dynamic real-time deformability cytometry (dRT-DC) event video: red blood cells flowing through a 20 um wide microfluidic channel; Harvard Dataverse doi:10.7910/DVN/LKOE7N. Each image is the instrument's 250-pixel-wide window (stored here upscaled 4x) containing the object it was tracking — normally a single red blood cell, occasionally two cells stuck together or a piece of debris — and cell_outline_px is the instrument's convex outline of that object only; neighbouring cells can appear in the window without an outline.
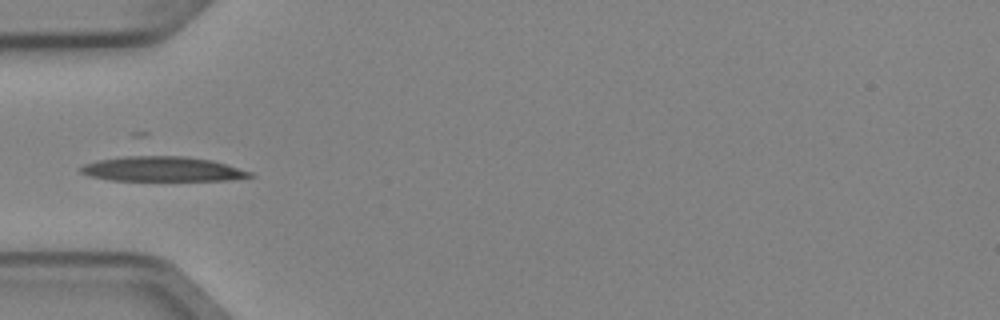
{"species": "Egyptian fruit bat (a non-hibernating species)", "species_latin": "Rousettus aegyptiacus", "temperature_condition": "cold", "stored_images_in_passage": 4, "camera_frame_rate_fps": 3000, "um_per_image_px": 0.085, "animal": {"sex": "female"}, "frame": {"image": 1, "passage_image": 4, "time_ms": 1.0, "image_size_px": [1000, 320], "cell_outline_px": [[256, 176], [228, 180], [108, 180], [88, 176], [80, 172], [76, 168], [84, 164], [132, 152], [140, 152], [184, 156], [212, 160], [252, 172]], "centroid_in_image_um": [13.69, 14.31], "position_along_channel_um": 71.3, "area_um2": 25.66}}